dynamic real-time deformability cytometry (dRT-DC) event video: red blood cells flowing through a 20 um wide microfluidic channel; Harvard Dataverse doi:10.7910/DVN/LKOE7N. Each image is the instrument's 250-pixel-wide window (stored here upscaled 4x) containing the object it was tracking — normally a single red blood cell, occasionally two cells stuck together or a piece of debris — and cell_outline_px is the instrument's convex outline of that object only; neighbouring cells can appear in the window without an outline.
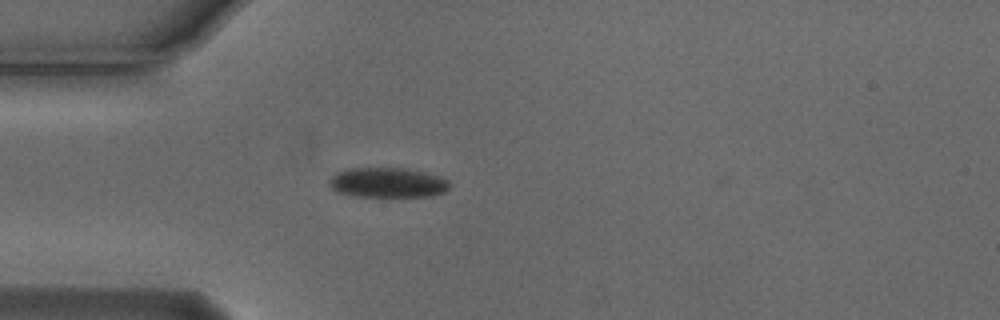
{"species": "Egyptian fruit bat (a non-hibernating species)", "species_latin": "Rousettus aegyptiacus", "temperature_condition": "cold", "stored_images_in_passage": 38, "camera_frame_rate_fps": 3000, "um_per_image_px": 0.085, "animal": {"sex": "male"}, "frame": {"image": 1, "passage_image": 1, "time_ms": 0.0, "image_size_px": [1000, 320], "cell_outline_px": [[448, 188], [444, 192], [432, 196], [352, 196], [336, 192], [328, 184], [328, 180], [336, 172], [352, 168], [408, 168], [440, 176], [448, 180]], "centroid_in_image_um": [32.92, 15.52], "position_along_channel_um": 52.1, "area_um2": 21.04}}
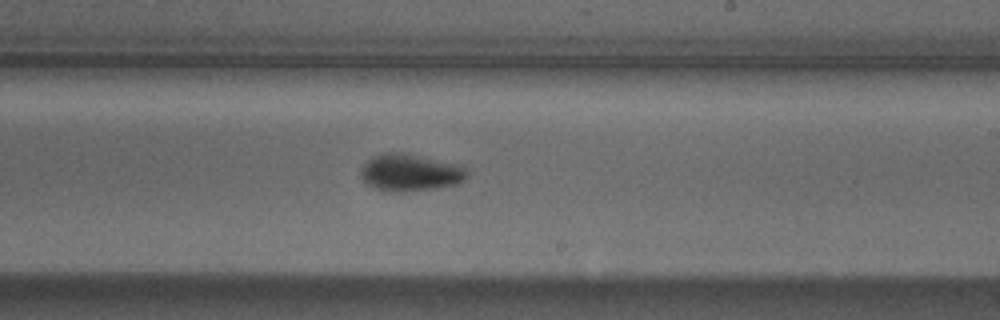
{"frame": {"image": 2, "passage_image": 18, "time_ms": 5.667, "image_size_px": [1000, 320], "cell_outline_px": [[468, 176], [464, 180], [456, 184], [436, 188], [400, 192], [396, 192], [376, 188], [368, 184], [360, 176], [360, 172], [364, 164], [372, 156], [380, 152], [408, 152], [460, 164], [468, 172]], "centroid_in_image_um": [34.88, 14.63], "position_along_channel_um": 254.1, "area_um2": 23.29}}
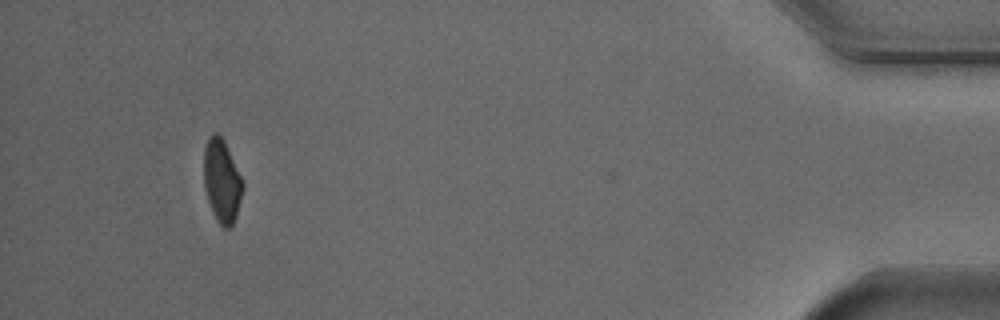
{"frame": {"image": 3, "passage_image": 37, "time_ms": 12.0, "image_size_px": [1000, 320], "cell_outline_px": [[244, 188], [236, 216], [232, 224], [228, 228], [224, 228], [216, 220], [212, 212], [204, 188], [204, 148], [212, 132], [216, 132], [224, 140], [244, 184]], "centroid_in_image_um": [18.85, 15.39], "position_along_channel_um": 416.3, "area_um2": 18.73}, "authors_computed_cell_mechanics": {"area_um2": 21.0681, "velocity_mm_per_s": 3.7216, "shape_relaxation_time_tau1_ms": 1.8365, "shape_relaxation_time_tau2_ms": null, "deformation_change_tau1": 0.0939, "deformation_change_tau2": null}}